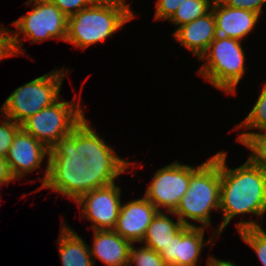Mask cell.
I'll return each mask as SVG.
<instances>
[{
    "label": "cell",
    "mask_w": 266,
    "mask_h": 266,
    "mask_svg": "<svg viewBox=\"0 0 266 266\" xmlns=\"http://www.w3.org/2000/svg\"><path fill=\"white\" fill-rule=\"evenodd\" d=\"M228 152L220 151L221 194L220 209L222 220L214 231L222 235L231 220L239 216L254 215L255 218L236 222L237 232L247 228L262 227L266 214V172L253 164L248 158L236 168L226 163ZM261 222H258V221Z\"/></svg>",
    "instance_id": "cell-1"
},
{
    "label": "cell",
    "mask_w": 266,
    "mask_h": 266,
    "mask_svg": "<svg viewBox=\"0 0 266 266\" xmlns=\"http://www.w3.org/2000/svg\"><path fill=\"white\" fill-rule=\"evenodd\" d=\"M85 160L83 119L50 149L48 177L40 190L50 189L76 202L92 190L91 173L86 169Z\"/></svg>",
    "instance_id": "cell-2"
},
{
    "label": "cell",
    "mask_w": 266,
    "mask_h": 266,
    "mask_svg": "<svg viewBox=\"0 0 266 266\" xmlns=\"http://www.w3.org/2000/svg\"><path fill=\"white\" fill-rule=\"evenodd\" d=\"M220 194L219 151L200 165L193 166L190 164L189 188L173 213L186 227L210 229L212 221L210 214L219 211Z\"/></svg>",
    "instance_id": "cell-3"
},
{
    "label": "cell",
    "mask_w": 266,
    "mask_h": 266,
    "mask_svg": "<svg viewBox=\"0 0 266 266\" xmlns=\"http://www.w3.org/2000/svg\"><path fill=\"white\" fill-rule=\"evenodd\" d=\"M243 41L217 36L198 59L201 67L197 75L224 94L237 95L240 80L246 74V53Z\"/></svg>",
    "instance_id": "cell-4"
},
{
    "label": "cell",
    "mask_w": 266,
    "mask_h": 266,
    "mask_svg": "<svg viewBox=\"0 0 266 266\" xmlns=\"http://www.w3.org/2000/svg\"><path fill=\"white\" fill-rule=\"evenodd\" d=\"M32 7L27 13L14 20L11 29V43L15 56H24V40L41 43L49 39L66 41L68 17L51 0H26Z\"/></svg>",
    "instance_id": "cell-5"
},
{
    "label": "cell",
    "mask_w": 266,
    "mask_h": 266,
    "mask_svg": "<svg viewBox=\"0 0 266 266\" xmlns=\"http://www.w3.org/2000/svg\"><path fill=\"white\" fill-rule=\"evenodd\" d=\"M73 70L54 68L17 87L0 107L1 115L22 124L29 117L52 105L60 97L63 81Z\"/></svg>",
    "instance_id": "cell-6"
},
{
    "label": "cell",
    "mask_w": 266,
    "mask_h": 266,
    "mask_svg": "<svg viewBox=\"0 0 266 266\" xmlns=\"http://www.w3.org/2000/svg\"><path fill=\"white\" fill-rule=\"evenodd\" d=\"M131 20L133 19L122 9L92 3L68 17L65 42L84 50L105 42Z\"/></svg>",
    "instance_id": "cell-7"
},
{
    "label": "cell",
    "mask_w": 266,
    "mask_h": 266,
    "mask_svg": "<svg viewBox=\"0 0 266 266\" xmlns=\"http://www.w3.org/2000/svg\"><path fill=\"white\" fill-rule=\"evenodd\" d=\"M77 95L75 94V101H66L60 97L52 105L25 120L21 128L51 149L62 137L69 135L86 116L81 104L82 96Z\"/></svg>",
    "instance_id": "cell-8"
},
{
    "label": "cell",
    "mask_w": 266,
    "mask_h": 266,
    "mask_svg": "<svg viewBox=\"0 0 266 266\" xmlns=\"http://www.w3.org/2000/svg\"><path fill=\"white\" fill-rule=\"evenodd\" d=\"M91 121L84 118V151L86 155V169H89L92 180V190L112 184L121 178L120 175L130 173V167L134 169L136 161L122 159L117 151L107 143L106 139L97 133L91 126ZM133 165V166H132ZM129 168V169H128Z\"/></svg>",
    "instance_id": "cell-9"
},
{
    "label": "cell",
    "mask_w": 266,
    "mask_h": 266,
    "mask_svg": "<svg viewBox=\"0 0 266 266\" xmlns=\"http://www.w3.org/2000/svg\"><path fill=\"white\" fill-rule=\"evenodd\" d=\"M151 178L144 196L158 211L174 212L189 188L190 165L176 160L157 169Z\"/></svg>",
    "instance_id": "cell-10"
},
{
    "label": "cell",
    "mask_w": 266,
    "mask_h": 266,
    "mask_svg": "<svg viewBox=\"0 0 266 266\" xmlns=\"http://www.w3.org/2000/svg\"><path fill=\"white\" fill-rule=\"evenodd\" d=\"M114 182L83 194L75 203L79 207L81 219L91 221L93 230H113L119 217L122 187Z\"/></svg>",
    "instance_id": "cell-11"
},
{
    "label": "cell",
    "mask_w": 266,
    "mask_h": 266,
    "mask_svg": "<svg viewBox=\"0 0 266 266\" xmlns=\"http://www.w3.org/2000/svg\"><path fill=\"white\" fill-rule=\"evenodd\" d=\"M49 153L50 149L21 128L14 137L6 160L15 179H22L26 174H32L36 169H40L41 165L46 167L43 170L44 176L38 178L41 185L33 191L37 192L45 184L48 177ZM45 159L46 161H44ZM43 162L46 163V166Z\"/></svg>",
    "instance_id": "cell-12"
},
{
    "label": "cell",
    "mask_w": 266,
    "mask_h": 266,
    "mask_svg": "<svg viewBox=\"0 0 266 266\" xmlns=\"http://www.w3.org/2000/svg\"><path fill=\"white\" fill-rule=\"evenodd\" d=\"M206 228L184 227L160 253L167 264L177 266H198L202 250L208 246H214L213 233L208 239H204ZM208 245V246H207Z\"/></svg>",
    "instance_id": "cell-13"
},
{
    "label": "cell",
    "mask_w": 266,
    "mask_h": 266,
    "mask_svg": "<svg viewBox=\"0 0 266 266\" xmlns=\"http://www.w3.org/2000/svg\"><path fill=\"white\" fill-rule=\"evenodd\" d=\"M157 212V208L145 196L131 199L121 205L113 230L132 244L141 243Z\"/></svg>",
    "instance_id": "cell-14"
},
{
    "label": "cell",
    "mask_w": 266,
    "mask_h": 266,
    "mask_svg": "<svg viewBox=\"0 0 266 266\" xmlns=\"http://www.w3.org/2000/svg\"><path fill=\"white\" fill-rule=\"evenodd\" d=\"M217 36L244 41L258 25L261 16L250 10L232 8L220 0L213 1ZM256 25V26H255Z\"/></svg>",
    "instance_id": "cell-15"
},
{
    "label": "cell",
    "mask_w": 266,
    "mask_h": 266,
    "mask_svg": "<svg viewBox=\"0 0 266 266\" xmlns=\"http://www.w3.org/2000/svg\"><path fill=\"white\" fill-rule=\"evenodd\" d=\"M173 39L199 59L217 37L213 10L184 24L172 33Z\"/></svg>",
    "instance_id": "cell-16"
},
{
    "label": "cell",
    "mask_w": 266,
    "mask_h": 266,
    "mask_svg": "<svg viewBox=\"0 0 266 266\" xmlns=\"http://www.w3.org/2000/svg\"><path fill=\"white\" fill-rule=\"evenodd\" d=\"M93 245H89L94 262L102 261L106 266H128L132 243L114 230H93Z\"/></svg>",
    "instance_id": "cell-17"
},
{
    "label": "cell",
    "mask_w": 266,
    "mask_h": 266,
    "mask_svg": "<svg viewBox=\"0 0 266 266\" xmlns=\"http://www.w3.org/2000/svg\"><path fill=\"white\" fill-rule=\"evenodd\" d=\"M57 241L62 266H95L89 244L68 225L66 219L62 220Z\"/></svg>",
    "instance_id": "cell-18"
},
{
    "label": "cell",
    "mask_w": 266,
    "mask_h": 266,
    "mask_svg": "<svg viewBox=\"0 0 266 266\" xmlns=\"http://www.w3.org/2000/svg\"><path fill=\"white\" fill-rule=\"evenodd\" d=\"M171 216H168V215ZM173 212L158 211L152 219L141 244L161 253L171 240L185 227L180 219H172ZM175 220V221H174Z\"/></svg>",
    "instance_id": "cell-19"
},
{
    "label": "cell",
    "mask_w": 266,
    "mask_h": 266,
    "mask_svg": "<svg viewBox=\"0 0 266 266\" xmlns=\"http://www.w3.org/2000/svg\"><path fill=\"white\" fill-rule=\"evenodd\" d=\"M262 86L263 88L260 90V94L247 117L238 123V125L235 126L236 128H233L235 131H244L237 136V141L240 144H242L251 134L266 130V83L264 82V85Z\"/></svg>",
    "instance_id": "cell-20"
},
{
    "label": "cell",
    "mask_w": 266,
    "mask_h": 266,
    "mask_svg": "<svg viewBox=\"0 0 266 266\" xmlns=\"http://www.w3.org/2000/svg\"><path fill=\"white\" fill-rule=\"evenodd\" d=\"M212 4V0H186L178 7L168 22L173 24L176 30L182 25L207 14L211 10Z\"/></svg>",
    "instance_id": "cell-21"
},
{
    "label": "cell",
    "mask_w": 266,
    "mask_h": 266,
    "mask_svg": "<svg viewBox=\"0 0 266 266\" xmlns=\"http://www.w3.org/2000/svg\"><path fill=\"white\" fill-rule=\"evenodd\" d=\"M241 145L251 153L247 158L266 172V130L251 134Z\"/></svg>",
    "instance_id": "cell-22"
},
{
    "label": "cell",
    "mask_w": 266,
    "mask_h": 266,
    "mask_svg": "<svg viewBox=\"0 0 266 266\" xmlns=\"http://www.w3.org/2000/svg\"><path fill=\"white\" fill-rule=\"evenodd\" d=\"M244 243L256 253L260 263L266 266V231L263 227H253L238 231Z\"/></svg>",
    "instance_id": "cell-23"
},
{
    "label": "cell",
    "mask_w": 266,
    "mask_h": 266,
    "mask_svg": "<svg viewBox=\"0 0 266 266\" xmlns=\"http://www.w3.org/2000/svg\"><path fill=\"white\" fill-rule=\"evenodd\" d=\"M137 247H131L128 266H167L160 253L144 245Z\"/></svg>",
    "instance_id": "cell-24"
},
{
    "label": "cell",
    "mask_w": 266,
    "mask_h": 266,
    "mask_svg": "<svg viewBox=\"0 0 266 266\" xmlns=\"http://www.w3.org/2000/svg\"><path fill=\"white\" fill-rule=\"evenodd\" d=\"M2 117L3 119L0 120V156L6 157L21 125L4 115Z\"/></svg>",
    "instance_id": "cell-25"
},
{
    "label": "cell",
    "mask_w": 266,
    "mask_h": 266,
    "mask_svg": "<svg viewBox=\"0 0 266 266\" xmlns=\"http://www.w3.org/2000/svg\"><path fill=\"white\" fill-rule=\"evenodd\" d=\"M184 1L186 0H156L153 19L168 21Z\"/></svg>",
    "instance_id": "cell-26"
},
{
    "label": "cell",
    "mask_w": 266,
    "mask_h": 266,
    "mask_svg": "<svg viewBox=\"0 0 266 266\" xmlns=\"http://www.w3.org/2000/svg\"><path fill=\"white\" fill-rule=\"evenodd\" d=\"M67 17L92 4V0H51Z\"/></svg>",
    "instance_id": "cell-27"
},
{
    "label": "cell",
    "mask_w": 266,
    "mask_h": 266,
    "mask_svg": "<svg viewBox=\"0 0 266 266\" xmlns=\"http://www.w3.org/2000/svg\"><path fill=\"white\" fill-rule=\"evenodd\" d=\"M223 4L238 9L250 10L260 16L264 13L263 6L266 0H220Z\"/></svg>",
    "instance_id": "cell-28"
},
{
    "label": "cell",
    "mask_w": 266,
    "mask_h": 266,
    "mask_svg": "<svg viewBox=\"0 0 266 266\" xmlns=\"http://www.w3.org/2000/svg\"><path fill=\"white\" fill-rule=\"evenodd\" d=\"M0 24V61L9 57H15L11 43V29Z\"/></svg>",
    "instance_id": "cell-29"
},
{
    "label": "cell",
    "mask_w": 266,
    "mask_h": 266,
    "mask_svg": "<svg viewBox=\"0 0 266 266\" xmlns=\"http://www.w3.org/2000/svg\"><path fill=\"white\" fill-rule=\"evenodd\" d=\"M92 3L97 5L117 7L126 12L132 19L135 18L134 11L130 7L131 3H127V0H92Z\"/></svg>",
    "instance_id": "cell-30"
},
{
    "label": "cell",
    "mask_w": 266,
    "mask_h": 266,
    "mask_svg": "<svg viewBox=\"0 0 266 266\" xmlns=\"http://www.w3.org/2000/svg\"><path fill=\"white\" fill-rule=\"evenodd\" d=\"M16 179L13 177L6 157L0 156V185H8Z\"/></svg>",
    "instance_id": "cell-31"
},
{
    "label": "cell",
    "mask_w": 266,
    "mask_h": 266,
    "mask_svg": "<svg viewBox=\"0 0 266 266\" xmlns=\"http://www.w3.org/2000/svg\"><path fill=\"white\" fill-rule=\"evenodd\" d=\"M205 266H237L233 261L221 260L213 255H209Z\"/></svg>",
    "instance_id": "cell-32"
},
{
    "label": "cell",
    "mask_w": 266,
    "mask_h": 266,
    "mask_svg": "<svg viewBox=\"0 0 266 266\" xmlns=\"http://www.w3.org/2000/svg\"><path fill=\"white\" fill-rule=\"evenodd\" d=\"M167 266H177V265H173V264H167Z\"/></svg>",
    "instance_id": "cell-33"
}]
</instances>
